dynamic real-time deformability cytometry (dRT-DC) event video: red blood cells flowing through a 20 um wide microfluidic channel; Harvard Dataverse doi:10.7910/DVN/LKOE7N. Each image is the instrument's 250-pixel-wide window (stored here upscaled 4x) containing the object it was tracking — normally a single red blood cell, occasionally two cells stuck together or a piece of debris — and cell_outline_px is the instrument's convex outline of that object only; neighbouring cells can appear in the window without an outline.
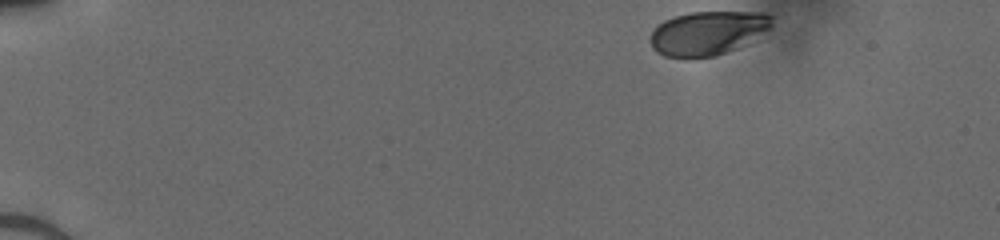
{"species": "human", "species_latin": "Homo sapiens", "temperature_condition": "cold", "stored_images_in_passage": 38, "camera_frame_rate_fps": 3000, "um_per_image_px": 0.085, "donor": {"sex": "male"}, "frame": {"image": 1, "passage_image": 1, "time_ms": 0.0, "image_size_px": [1000, 240], "cell_outline_px": [[772, 24], [768, 28], [736, 48], [716, 56], [664, 56], [656, 52], [652, 48], [652, 32], [664, 20], [676, 16], [692, 12], [764, 12], [772, 16]], "centroid_in_image_um": [60.14, 2.78], "position_along_channel_um": 24.9, "area_um2": 30.17}}
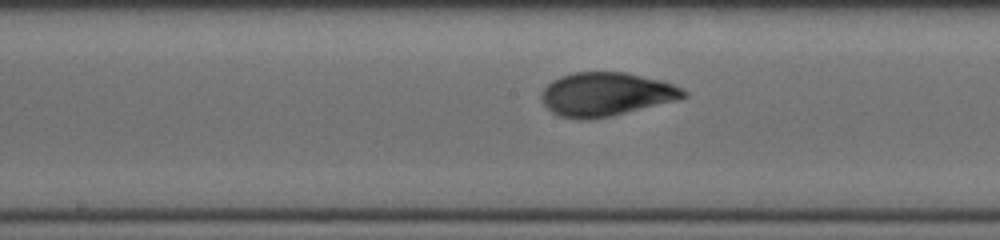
{"frame": {"image": 2, "passage_image": 22, "time_ms": 7.0, "image_size_px": [1000, 240], "cell_outline_px": [[688, 96], [676, 100], [612, 116], [588, 120], [580, 120], [560, 116], [552, 112], [544, 104], [540, 96], [544, 88], [552, 80], [560, 76], [572, 72], [624, 72], [660, 80], [672, 84], [688, 92]], "centroid_in_image_um": [51.49, 8.01], "position_along_channel_um": 196.7, "area_um2": 36.07}}
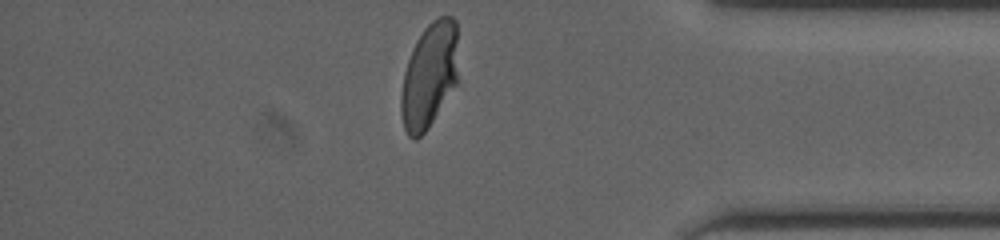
{"frame": {"image": 3, "passage_image": 38, "time_ms": 12.333, "image_size_px": [1000, 240], "cell_outline_px": [[456, 84], [428, 128], [416, 140], [412, 140], [408, 136], [404, 128], [400, 112], [400, 96], [404, 72], [408, 60], [416, 40], [424, 28], [432, 20], [440, 16], [452, 16], [456, 20]], "centroid_in_image_um": [36.45, 6.43], "position_along_channel_um": 398.8, "area_um2": 34.85}}